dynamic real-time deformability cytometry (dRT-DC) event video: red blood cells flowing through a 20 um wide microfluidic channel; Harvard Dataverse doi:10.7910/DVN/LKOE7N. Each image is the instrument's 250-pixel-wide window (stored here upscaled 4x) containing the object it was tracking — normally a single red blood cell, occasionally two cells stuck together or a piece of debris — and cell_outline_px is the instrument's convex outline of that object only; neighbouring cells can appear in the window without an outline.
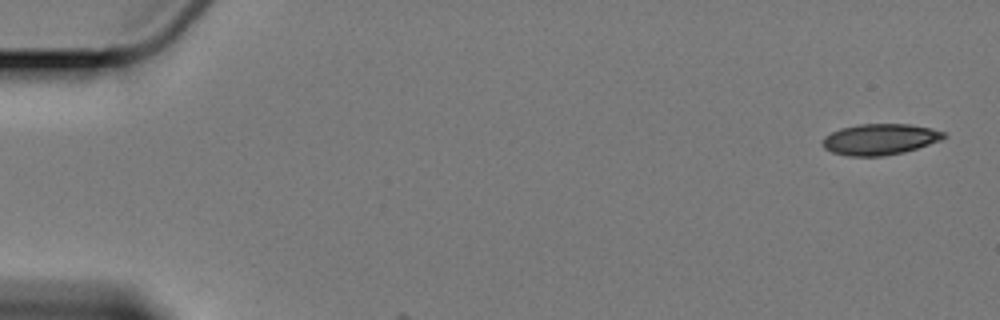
{"species": "Egyptian fruit bat (a non-hibernating species)", "species_latin": "Rousettus aegyptiacus", "temperature_condition": "cold", "stored_images_in_passage": 2, "camera_frame_rate_fps": 3000, "um_per_image_px": 0.085, "animal": {"sex": "female"}, "frame": {"image": 1, "passage_image": 1, "time_ms": 0.0, "image_size_px": [1000, 320], "cell_outline_px": [[948, 136], [940, 140], [904, 152], [880, 156], [848, 156], [832, 152], [824, 148], [824, 136], [840, 128], [860, 124], [908, 124], [932, 128], [944, 132]], "centroid_in_image_um": [74.8, 11.83], "position_along_channel_um": 10.2, "area_um2": 21.73}}